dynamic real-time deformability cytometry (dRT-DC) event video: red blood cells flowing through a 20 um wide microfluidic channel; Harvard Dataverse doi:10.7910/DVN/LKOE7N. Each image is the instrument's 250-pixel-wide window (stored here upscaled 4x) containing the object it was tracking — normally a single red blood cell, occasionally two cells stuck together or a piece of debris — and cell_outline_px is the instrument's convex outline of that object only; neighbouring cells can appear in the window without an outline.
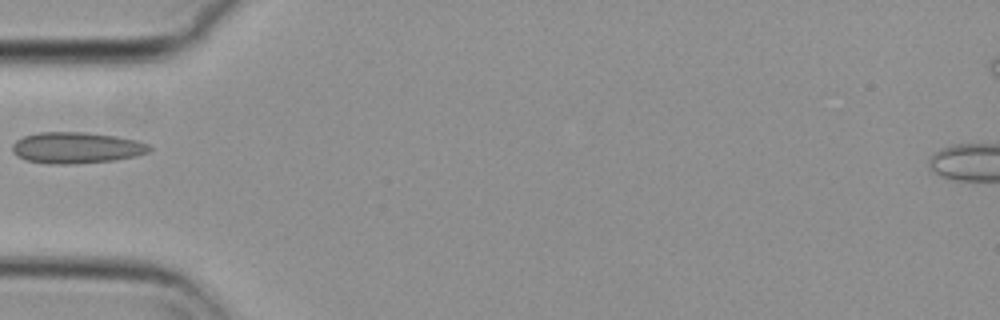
{"species": "common noctule bat (a hibernating species)", "species_latin": "Nyctalus noctula", "temperature_condition": "cold", "stored_images_in_passage": 39, "camera_frame_rate_fps": 3000, "um_per_image_px": 0.085, "animal": {"sex": "female", "body_mass_g": 29.2, "forearm_length_mm": 56.3}, "frame": {"image": 1, "passage_image": 1, "time_ms": 0.0, "image_size_px": [1000, 320], "cell_outline_px": [[152, 148], [148, 152], [136, 156], [116, 160], [72, 164], [48, 164], [28, 160], [16, 156], [12, 152], [12, 144], [16, 140], [24, 136], [40, 132], [84, 132], [116, 136], [136, 140], [148, 144]], "centroid_in_image_um": [6.49, 12.56], "position_along_channel_um": 78.5, "area_um2": 25.03}}
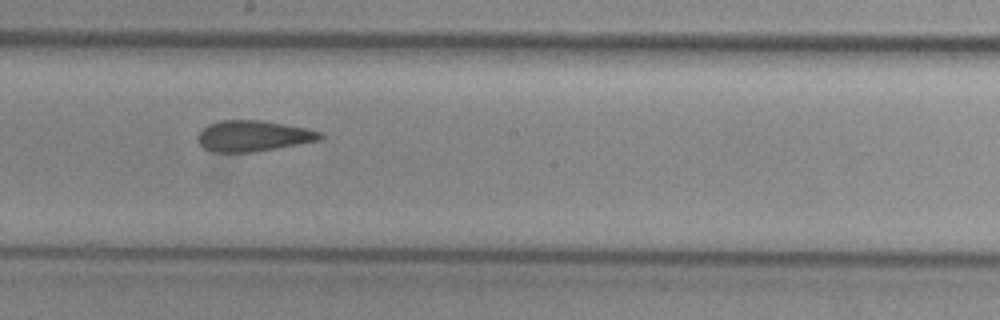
{"frame": {"image": 2, "passage_image": 13, "time_ms": 4.0, "image_size_px": [1000, 320], "cell_outline_px": [[324, 136], [320, 140], [276, 148], [252, 152], [212, 152], [204, 148], [200, 144], [196, 136], [208, 124], [220, 120], [260, 120], [304, 128], [320, 132]], "centroid_in_image_um": [21.48, 11.56], "position_along_channel_um": 226.7, "area_um2": 21.79}}